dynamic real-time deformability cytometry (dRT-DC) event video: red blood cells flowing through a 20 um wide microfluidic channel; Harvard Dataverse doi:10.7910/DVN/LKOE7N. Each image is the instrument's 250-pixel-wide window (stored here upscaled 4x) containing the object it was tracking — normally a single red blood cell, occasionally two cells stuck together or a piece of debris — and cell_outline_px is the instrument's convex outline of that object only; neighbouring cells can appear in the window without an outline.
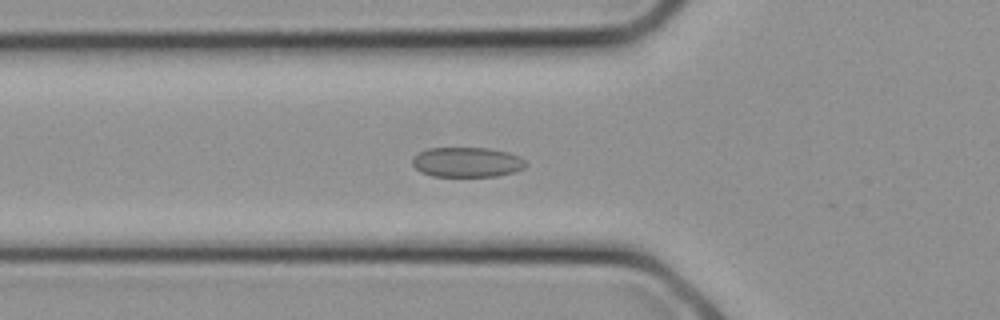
{"species": "common noctule bat (a hibernating species)", "species_latin": "Nyctalus noctula", "temperature_condition": "cold", "stored_images_in_passage": 12, "camera_frame_rate_fps": 3000, "um_per_image_px": 0.085, "animal": {"sex": "female", "body_mass_g": 21.9}, "frame": {"image": 1, "passage_image": 10, "time_ms": 3.0, "image_size_px": [1000, 320], "cell_outline_px": [[528, 164], [524, 168], [516, 172], [496, 176], [432, 176], [420, 172], [412, 164], [412, 156], [428, 148], [488, 148], [508, 152], [520, 156]], "centroid_in_image_um": [39.7, 13.78], "position_along_channel_um": 86.1, "area_um2": 19.94}}
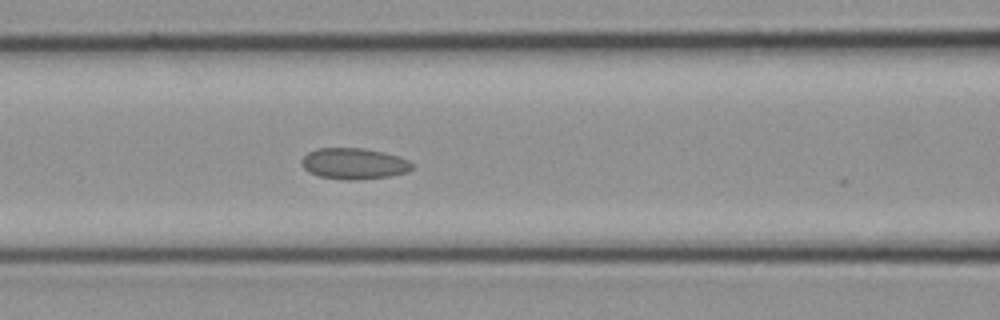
{"frame": {"image": 2, "passage_image": 12, "time_ms": 3.667, "image_size_px": [1000, 320], "cell_outline_px": [[412, 168], [408, 172], [388, 176], [348, 180], [344, 180], [320, 176], [308, 172], [300, 164], [300, 160], [308, 152], [316, 148], [364, 148], [384, 152], [400, 156], [408, 160], [412, 164]], "centroid_in_image_um": [30.06, 13.89], "position_along_channel_um": 136.5, "area_um2": 20.06}}